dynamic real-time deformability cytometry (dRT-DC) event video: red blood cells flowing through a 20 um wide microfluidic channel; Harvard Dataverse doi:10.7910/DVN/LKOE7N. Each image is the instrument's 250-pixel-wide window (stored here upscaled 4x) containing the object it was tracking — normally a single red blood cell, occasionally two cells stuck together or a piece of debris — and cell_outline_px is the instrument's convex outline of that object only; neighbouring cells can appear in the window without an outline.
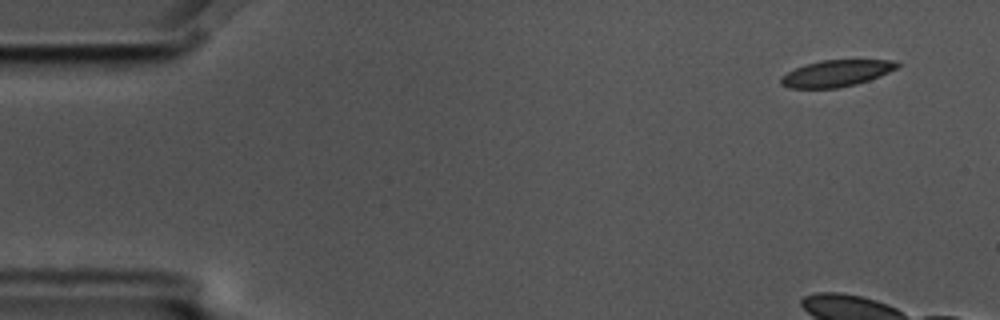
{"species": "common noctule bat (a hibernating species)", "species_latin": "Nyctalus noctula", "temperature_condition": "cold", "stored_images_in_passage": 8, "camera_frame_rate_fps": 3000, "um_per_image_px": 0.085, "animal": {"sex": "male", "body_mass_g": 17.5, "forearm_length_mm": 52.3}, "frame": {"image": 1, "passage_image": 1, "time_ms": 0.0, "image_size_px": [1000, 320], "cell_outline_px": [[900, 64], [896, 68], [880, 76], [856, 84], [836, 88], [788, 88], [780, 84], [780, 76], [804, 64], [820, 60], [892, 60]], "centroid_in_image_um": [71.04, 6.23], "position_along_channel_um": 14.0, "area_um2": 17.92}}